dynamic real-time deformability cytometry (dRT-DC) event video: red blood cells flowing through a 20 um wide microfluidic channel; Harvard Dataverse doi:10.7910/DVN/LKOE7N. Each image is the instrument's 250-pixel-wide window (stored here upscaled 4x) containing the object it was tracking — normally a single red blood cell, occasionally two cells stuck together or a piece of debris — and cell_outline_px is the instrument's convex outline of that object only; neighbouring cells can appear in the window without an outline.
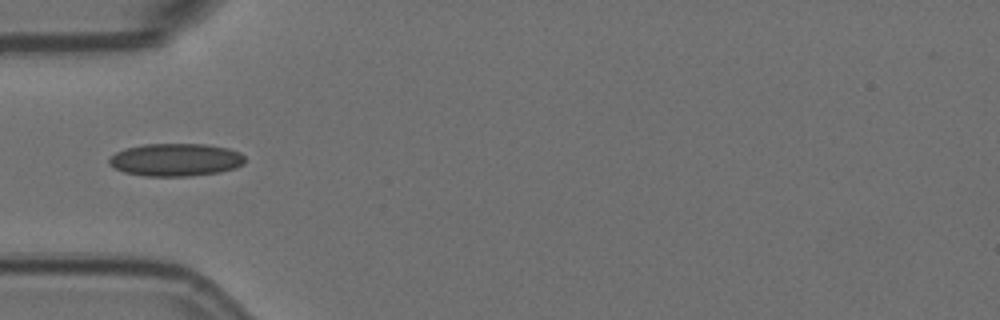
{"species": "Egyptian fruit bat (a non-hibernating species)", "species_latin": "Rousettus aegyptiacus", "temperature_condition": "room temperature", "stored_images_in_passage": 4, "camera_frame_rate_fps": 3000, "um_per_image_px": 0.085, "animal": {"sex": "female"}, "frame": {"image": 1, "passage_image": 4, "time_ms": 1.0, "image_size_px": [1000, 320], "cell_outline_px": [[244, 164], [236, 168], [220, 172], [188, 176], [144, 176], [124, 172], [108, 164], [108, 160], [116, 152], [124, 148], [144, 144], [204, 144], [228, 148], [240, 152], [244, 156]], "centroid_in_image_um": [14.94, 13.58], "position_along_channel_um": 70.1, "area_um2": 26.01}}